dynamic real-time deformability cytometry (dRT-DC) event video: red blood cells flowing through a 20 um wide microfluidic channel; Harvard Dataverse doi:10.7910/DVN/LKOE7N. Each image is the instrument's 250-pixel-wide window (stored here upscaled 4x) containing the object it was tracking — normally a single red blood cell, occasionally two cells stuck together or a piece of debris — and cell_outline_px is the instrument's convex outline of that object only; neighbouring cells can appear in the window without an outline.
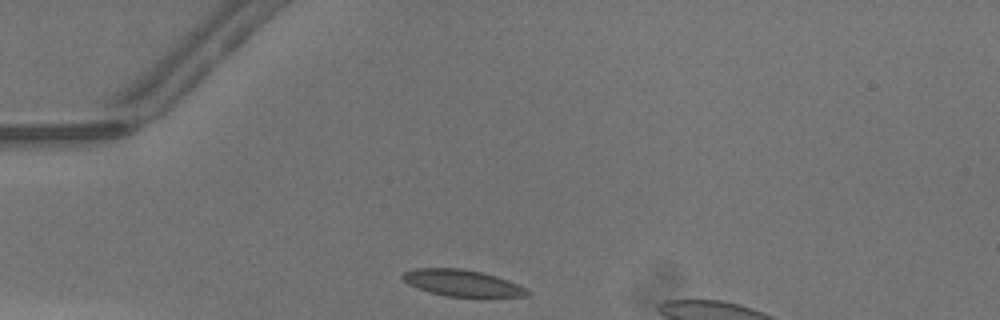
{"species": "common noctule bat (a hibernating species)", "species_latin": "Nyctalus noctula", "temperature_condition": "warm", "stored_images_in_passage": 25, "camera_frame_rate_fps": 3000, "um_per_image_px": 0.085, "animal": {"sex": "male", "body_mass_g": 13.3}, "frame": {"image": 1, "passage_image": 1, "time_ms": 0.0, "image_size_px": [1000, 320], "cell_outline_px": [[532, 292], [528, 296], [448, 296], [428, 292], [408, 284], [400, 276], [404, 272], [416, 268], [460, 268], [484, 272], [508, 280], [528, 288]], "centroid_in_image_um": [39.3, 24.04], "position_along_channel_um": 45.7, "area_um2": 19.25}}
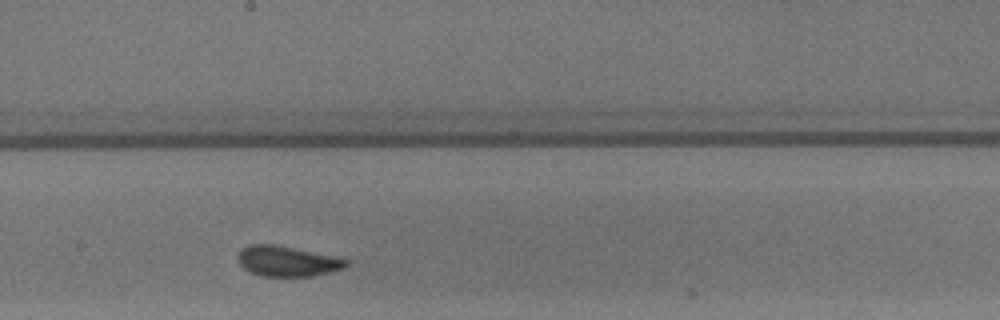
{"frame": {"image": 2, "passage_image": 15, "time_ms": 4.667, "image_size_px": [1000, 320], "cell_outline_px": [[348, 264], [344, 268], [312, 276], [260, 276], [244, 268], [240, 264], [236, 256], [240, 248], [248, 244], [272, 244], [336, 256], [348, 260]], "centroid_in_image_um": [24.37, 22.19], "position_along_channel_um": 223.8, "area_um2": 19.13}}
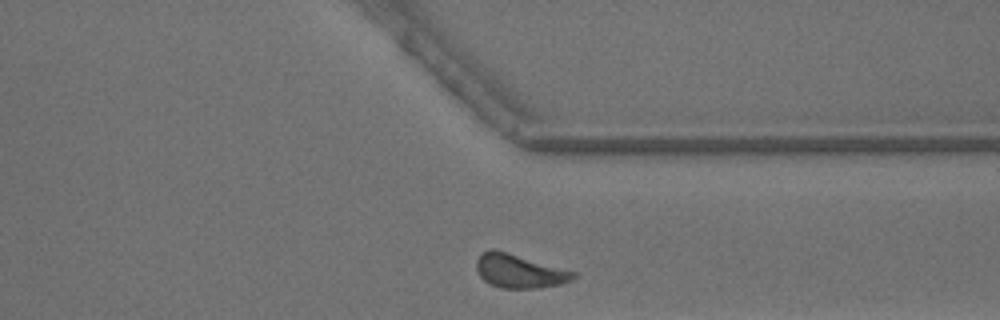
{"frame": {"image": 3, "passage_image": 25, "time_ms": 8.0, "image_size_px": [1000, 320], "cell_outline_px": [[580, 272], [572, 280], [560, 284], [536, 288], [500, 288], [488, 284], [480, 276], [476, 268], [476, 260], [484, 252], [492, 248], [496, 248]], "centroid_in_image_um": [44.19, 23.02], "position_along_channel_um": 367.2, "area_um2": 19.54}, "authors_computed_cell_mechanics": {"area_um2": 19.1318, "velocity_mm_per_s": 4.3216, "shape_relaxation_time_tau1_ms": 2.1889, "shape_relaxation_time_tau2_ms": 0.9484, "deformation_change_tau1": 0.1148, "deformation_change_tau2": 0.0819}}